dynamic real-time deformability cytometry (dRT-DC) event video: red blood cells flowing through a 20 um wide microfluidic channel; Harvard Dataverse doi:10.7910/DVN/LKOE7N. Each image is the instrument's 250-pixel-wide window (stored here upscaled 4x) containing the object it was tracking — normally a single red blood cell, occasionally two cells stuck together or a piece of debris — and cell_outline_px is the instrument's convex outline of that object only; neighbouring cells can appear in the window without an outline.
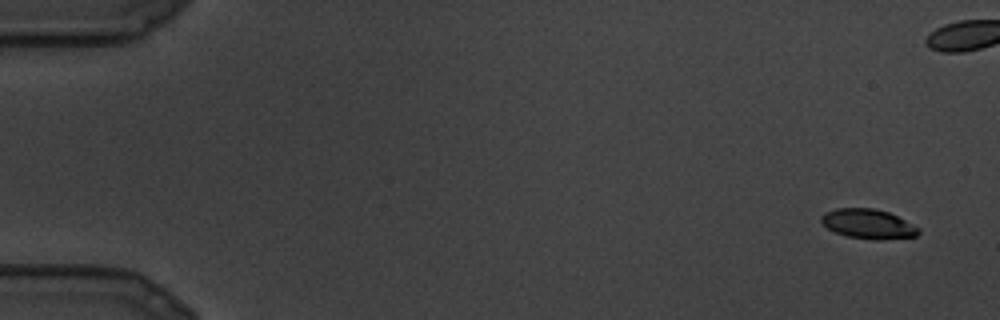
{"species": "common noctule bat (a hibernating species)", "species_latin": "Nyctalus noctula", "temperature_condition": "cold", "stored_images_in_passage": 29, "camera_frame_rate_fps": 3000, "um_per_image_px": 0.085, "animal": {"sex": "male", "body_mass_g": 19.5, "forearm_length_mm": 54.6}, "frame": {"image": 1, "passage_image": 1, "time_ms": 0.0, "image_size_px": [1000, 320], "cell_outline_px": [[920, 232], [916, 236], [848, 236], [836, 232], [828, 228], [820, 220], [820, 216], [824, 212], [836, 208], [876, 208], [888, 212], [920, 228]], "centroid_in_image_um": [73.72, 18.95], "position_along_channel_um": 11.3, "area_um2": 15.66}}
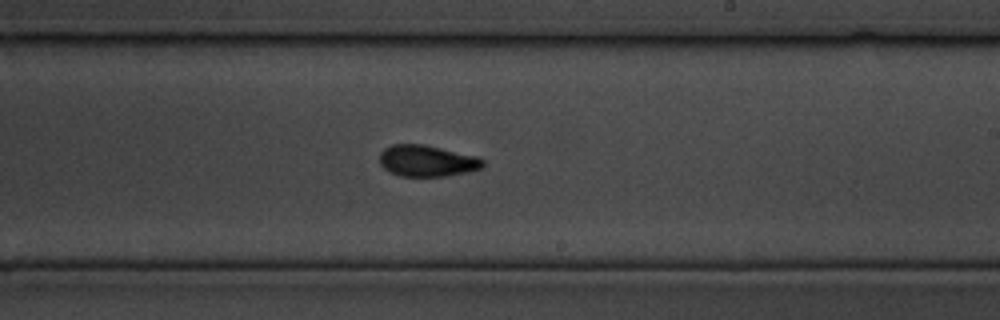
{"frame": {"image": 2, "passage_image": 17, "time_ms": 5.333, "image_size_px": [1000, 320], "cell_outline_px": [[484, 168], [468, 172], [444, 176], [400, 176], [388, 172], [380, 164], [380, 152], [384, 148], [392, 144], [424, 144], [476, 156], [484, 160]], "centroid_in_image_um": [36.29, 13.67], "position_along_channel_um": 252.7, "area_um2": 19.02}}
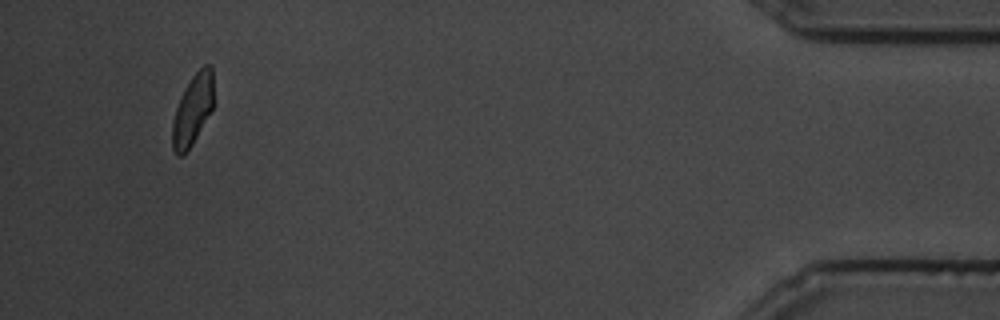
{"frame": {"image": 3, "passage_image": 29, "time_ms": 9.333, "image_size_px": [1000, 320], "cell_outline_px": [[212, 108], [192, 144], [184, 156], [176, 156], [172, 148], [172, 124], [176, 108], [180, 96], [184, 88], [192, 76], [204, 64], [212, 64]], "centroid_in_image_um": [16.34, 9.34], "position_along_channel_um": 418.9, "area_um2": 16.82}}